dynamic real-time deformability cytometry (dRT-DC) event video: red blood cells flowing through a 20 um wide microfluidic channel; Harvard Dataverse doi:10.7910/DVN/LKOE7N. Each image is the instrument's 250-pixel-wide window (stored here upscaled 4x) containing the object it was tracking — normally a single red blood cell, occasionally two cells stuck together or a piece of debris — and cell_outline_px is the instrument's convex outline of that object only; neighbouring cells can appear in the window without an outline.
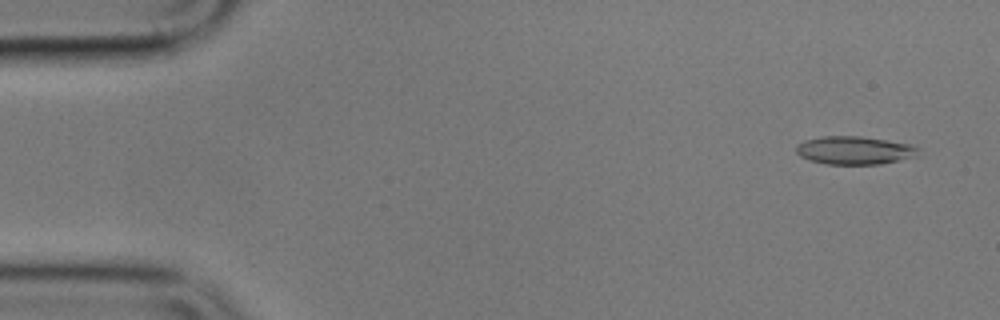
{"species": "common noctule bat (a hibernating species)", "species_latin": "Nyctalus noctula", "temperature_condition": "cold", "stored_images_in_passage": 9, "camera_frame_rate_fps": 3000, "um_per_image_px": 0.085, "animal": {"sex": "male", "body_mass_g": 17.9}, "frame": {"image": 1, "passage_image": 1, "time_ms": 0.0, "image_size_px": [1000, 320], "cell_outline_px": [[920, 148], [916, 156], [880, 164], [828, 164], [812, 160], [800, 156], [796, 152], [796, 144], [804, 140], [820, 136], [860, 136], [912, 144]], "centroid_in_image_um": [72.62, 12.76], "position_along_channel_um": 12.4, "area_um2": 20.0}}
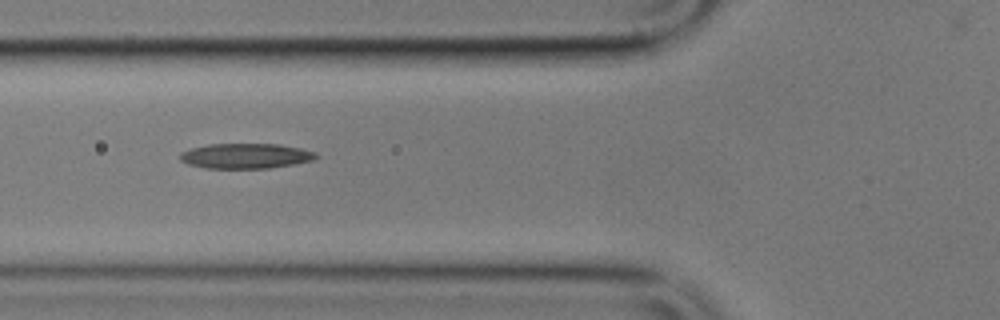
{"frame": {"image": 2, "passage_image": 6, "time_ms": 6.0, "image_size_px": [1000, 320], "cell_outline_px": [[320, 156], [312, 160], [292, 164], [268, 168], [204, 168], [188, 164], [180, 160], [180, 152], [192, 148], [208, 144], [280, 144], [300, 148], [316, 152]], "centroid_in_image_um": [20.88, 13.25], "position_along_channel_um": 104.9, "area_um2": 19.88}}
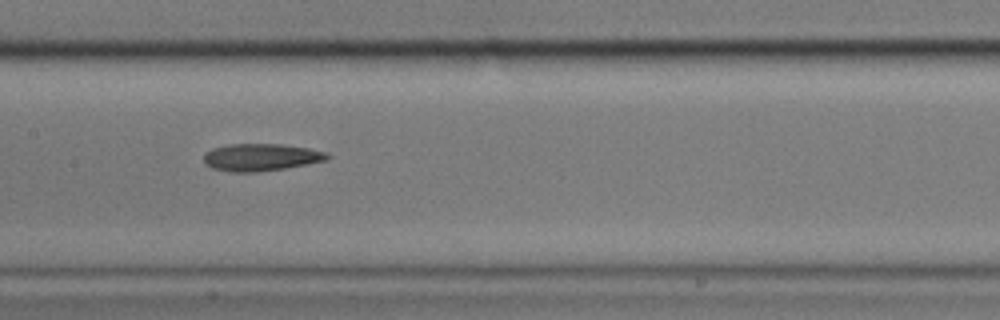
{"frame": {"image": 3, "passage_image": 8, "time_ms": 8.333, "image_size_px": [1000, 320], "cell_outline_px": [[332, 156], [328, 160], [308, 164], [284, 168], [256, 172], [232, 172], [212, 168], [204, 164], [204, 152], [212, 148], [228, 144], [280, 144], [308, 148], [328, 152]], "centroid_in_image_um": [22.19, 13.36], "position_along_channel_um": 185.2, "area_um2": 19.83}}